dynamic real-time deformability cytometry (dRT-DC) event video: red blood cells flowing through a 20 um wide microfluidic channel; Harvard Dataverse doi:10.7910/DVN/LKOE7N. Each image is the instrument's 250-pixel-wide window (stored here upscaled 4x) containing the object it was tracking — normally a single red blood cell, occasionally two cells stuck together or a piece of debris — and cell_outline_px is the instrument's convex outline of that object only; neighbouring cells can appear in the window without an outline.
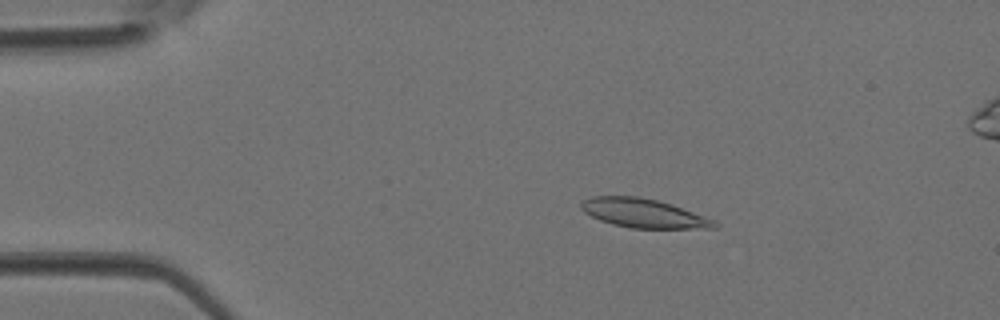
{"species": "Egyptian fruit bat (a non-hibernating species)", "species_latin": "Rousettus aegyptiacus", "temperature_condition": "room temperature", "stored_images_in_passage": 6, "camera_frame_rate_fps": 3000, "um_per_image_px": 0.085, "animal": {"sex": "female"}, "frame": {"image": 1, "passage_image": 3, "time_ms": 0.667, "image_size_px": [1000, 320], "cell_outline_px": [[720, 224], [716, 228], [628, 228], [612, 224], [600, 220], [584, 212], [580, 208], [580, 204], [584, 200], [592, 196], [636, 196], [656, 200], [672, 204], [716, 220]], "centroid_in_image_um": [54.72, 18.13], "position_along_channel_um": 30.3, "area_um2": 22.54}}